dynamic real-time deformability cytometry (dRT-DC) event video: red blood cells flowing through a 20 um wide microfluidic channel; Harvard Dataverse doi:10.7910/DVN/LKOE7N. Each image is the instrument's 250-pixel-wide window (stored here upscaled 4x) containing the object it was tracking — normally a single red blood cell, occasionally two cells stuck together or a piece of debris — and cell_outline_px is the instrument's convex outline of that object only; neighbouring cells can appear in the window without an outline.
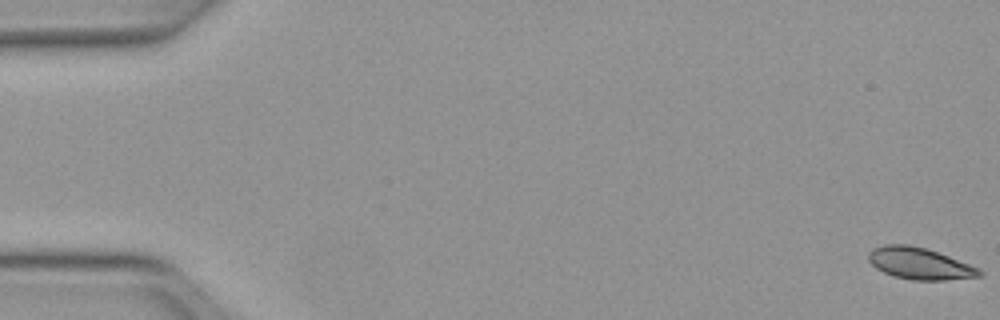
{"species": "Egyptian fruit bat (a non-hibernating species)", "species_latin": "Rousettus aegyptiacus", "temperature_condition": "warm", "stored_images_in_passage": 52, "camera_frame_rate_fps": 3000, "um_per_image_px": 0.085, "animal": {"sex": "female"}, "frame": {"image": 1, "passage_image": 1, "time_ms": 0.0, "image_size_px": [1000, 320], "cell_outline_px": [[984, 276], [944, 280], [912, 280], [892, 276], [876, 268], [868, 260], [868, 252], [872, 248], [884, 244], [908, 244], [928, 248], [968, 264], [984, 272]], "centroid_in_image_um": [78.13, 22.39], "position_along_channel_um": 6.9, "area_um2": 20.58}}
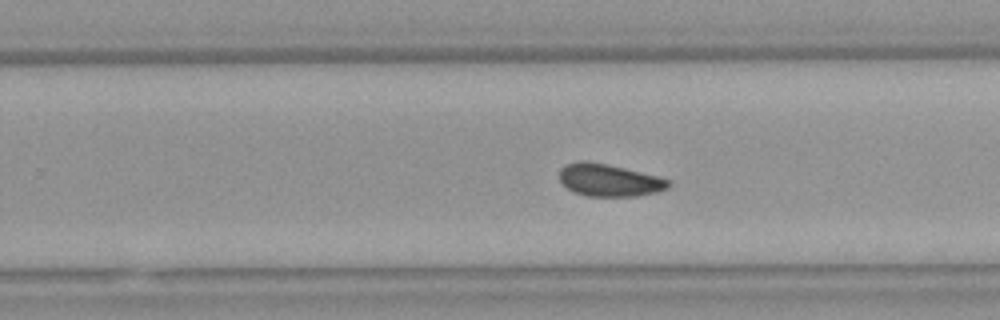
{"frame": {"image": 2, "passage_image": 33, "time_ms": 10.667, "image_size_px": [1000, 320], "cell_outline_px": [[672, 184], [668, 188], [656, 192], [636, 196], [584, 196], [572, 192], [560, 180], [560, 168], [564, 164], [580, 160], [584, 160], [624, 168], [672, 180]], "centroid_in_image_um": [51.77, 15.32], "position_along_channel_um": 278.0, "area_um2": 20.58}}
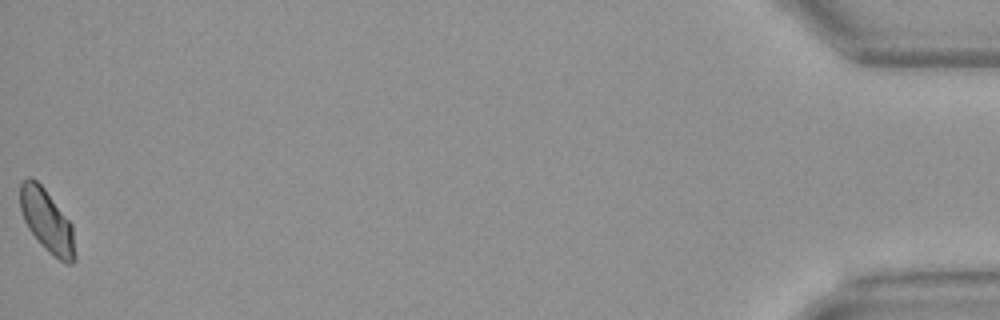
{"frame": {"image": 3, "passage_image": 52, "time_ms": 17.0, "image_size_px": [1000, 320], "cell_outline_px": [[76, 260], [72, 264], [64, 264], [48, 252], [44, 248], [28, 228], [24, 220], [20, 208], [20, 184], [28, 176], [32, 176], [44, 188], [72, 224], [76, 256]], "centroid_in_image_um": [4.0, 18.81], "position_along_channel_um": 431.2, "area_um2": 20.17}, "authors_computed_cell_mechanics": {"area_um2": 20.5768, "velocity_mm_per_s": 4.0043, "shape_relaxation_time_tau1_ms": 5.8644, "shape_relaxation_time_tau2_ms": 3.7858, "deformation_change_tau1": 0.1056, "deformation_change_tau2": 0.054}}